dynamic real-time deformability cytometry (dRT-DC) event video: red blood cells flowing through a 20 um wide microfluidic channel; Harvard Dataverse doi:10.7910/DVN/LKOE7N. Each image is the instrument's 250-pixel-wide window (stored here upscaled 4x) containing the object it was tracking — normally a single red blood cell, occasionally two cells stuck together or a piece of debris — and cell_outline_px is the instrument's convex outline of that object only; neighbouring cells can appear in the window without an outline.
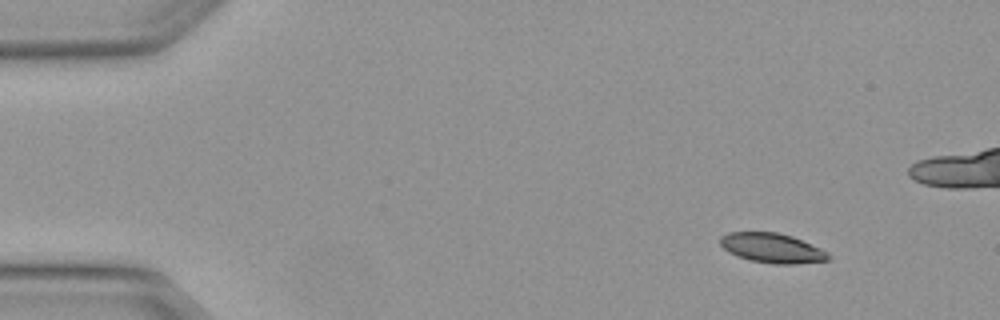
{"species": "Egyptian fruit bat (a non-hibernating species)", "species_latin": "Rousettus aegyptiacus", "temperature_condition": "warm", "stored_images_in_passage": 4, "camera_frame_rate_fps": 3000, "um_per_image_px": 0.085, "animal": {"sex": "female"}, "frame": {"image": 1, "passage_image": 1, "time_ms": 0.0, "image_size_px": [1000, 320], "cell_outline_px": [[832, 256], [828, 260], [796, 264], [772, 264], [748, 260], [736, 256], [728, 252], [720, 244], [720, 236], [728, 232], [776, 232], [792, 236], [820, 248], [828, 252]], "centroid_in_image_um": [65.61, 21.09], "position_along_channel_um": 19.4, "area_um2": 18.84}}